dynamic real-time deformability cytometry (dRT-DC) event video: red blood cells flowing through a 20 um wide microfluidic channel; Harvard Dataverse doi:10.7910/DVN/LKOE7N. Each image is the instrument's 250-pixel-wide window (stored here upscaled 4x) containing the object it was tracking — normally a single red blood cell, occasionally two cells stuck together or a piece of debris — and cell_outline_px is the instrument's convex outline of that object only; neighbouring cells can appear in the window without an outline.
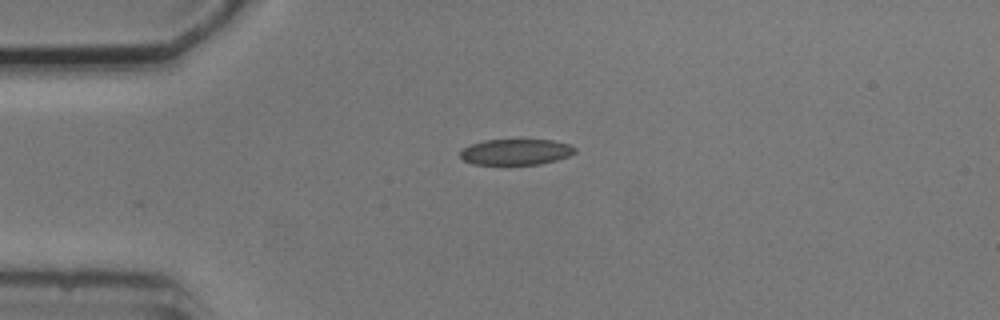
{"species": "common noctule bat (a hibernating species)", "species_latin": "Nyctalus noctula", "temperature_condition": "cold", "stored_images_in_passage": 5, "camera_frame_rate_fps": 3000, "um_per_image_px": 0.085, "animal": {"sex": "male", "body_mass_g": 20.5, "forearm_length_mm": 52.5}, "frame": {"image": 1, "passage_image": 5, "time_ms": 4.667, "image_size_px": [1000, 320], "cell_outline_px": [[576, 152], [568, 156], [556, 160], [540, 164], [472, 164], [464, 160], [460, 156], [460, 152], [464, 148], [472, 144], [484, 140], [552, 140], [568, 144], [576, 148]], "centroid_in_image_um": [43.86, 12.91], "position_along_channel_um": 41.1, "area_um2": 17.11}}